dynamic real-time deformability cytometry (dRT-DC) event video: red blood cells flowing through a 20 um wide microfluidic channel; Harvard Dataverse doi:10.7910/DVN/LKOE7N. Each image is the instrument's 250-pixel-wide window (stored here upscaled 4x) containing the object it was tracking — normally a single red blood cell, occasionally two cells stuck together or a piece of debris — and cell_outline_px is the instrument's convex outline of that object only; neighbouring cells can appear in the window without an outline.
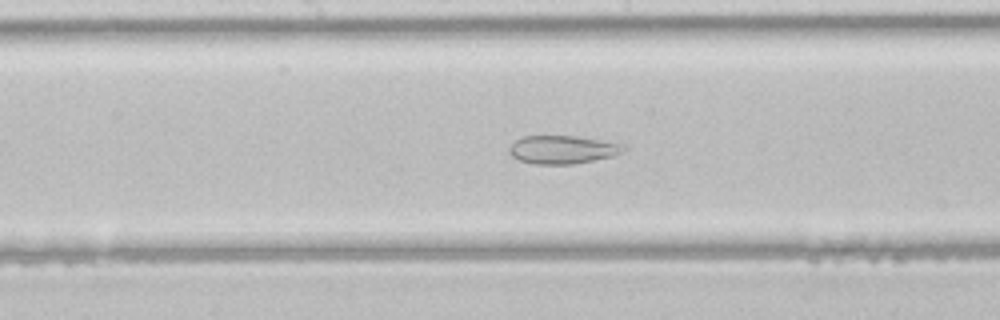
{"species": "common noctule bat (a hibernating species)", "species_latin": "Nyctalus noctula", "temperature_condition": "room temperature", "stored_images_in_passage": 39, "camera_frame_rate_fps": 3000, "um_per_image_px": 0.085, "animal": {"sex": "male", "body_mass_g": 21.5, "forearm_length_mm": 52.0}, "frame": {"image": 1, "passage_image": 17, "time_ms": 5.333, "image_size_px": [1000, 320], "cell_outline_px": [[628, 148], [624, 152], [612, 156], [572, 164], [532, 164], [520, 160], [512, 156], [508, 152], [508, 148], [516, 140], [524, 136], [576, 136], [628, 144]], "centroid_in_image_um": [47.87, 12.71], "position_along_channel_um": 200.3, "area_um2": 18.96}}
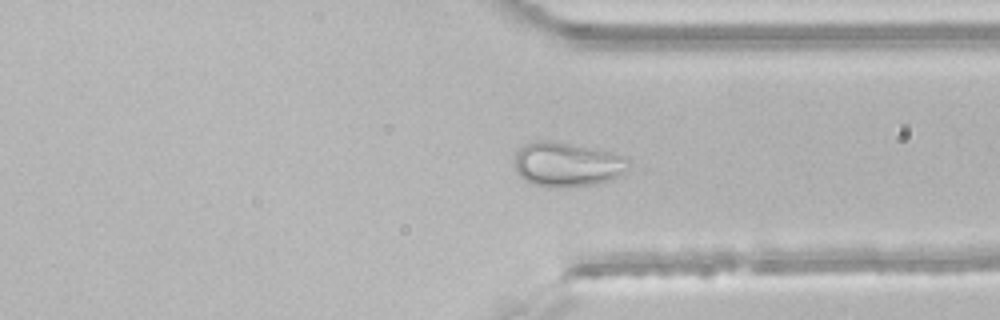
{"frame": {"image": 2, "passage_image": 28, "time_ms": 9.0, "image_size_px": [1000, 320], "cell_outline_px": [[632, 164], [624, 172], [612, 180], [572, 188], [548, 188], [532, 184], [524, 180], [516, 172], [516, 152], [524, 144], [536, 140], [552, 140], [612, 152], [624, 156]], "centroid_in_image_um": [48.21, 13.99], "position_along_channel_um": 363.2, "area_um2": 30.0}}